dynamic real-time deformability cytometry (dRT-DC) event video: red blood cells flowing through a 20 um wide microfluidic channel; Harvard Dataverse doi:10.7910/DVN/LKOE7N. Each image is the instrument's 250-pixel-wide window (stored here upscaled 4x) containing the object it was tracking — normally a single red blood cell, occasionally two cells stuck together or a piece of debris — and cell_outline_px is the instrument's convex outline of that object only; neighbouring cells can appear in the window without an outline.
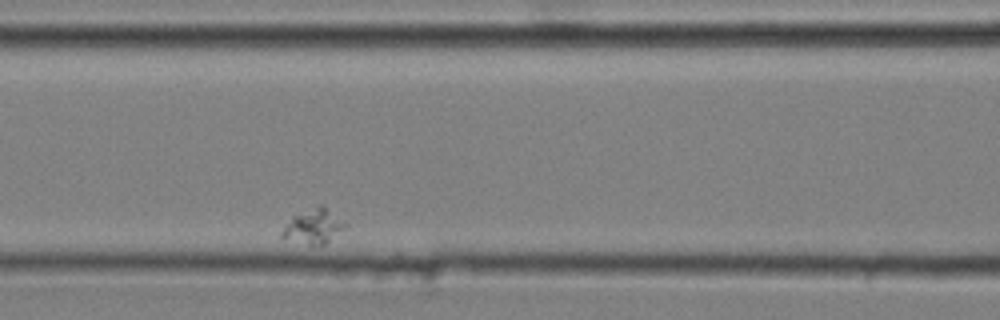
{"species": "common noctule bat (a hibernating species)", "species_latin": "Nyctalus noctula", "temperature_condition": "cold", "stored_images_in_passage": 3, "camera_frame_rate_fps": 3000, "um_per_image_px": 0.085, "animal": {"sex": "male", "body_mass_g": 20.4}, "frame": {"image": 1, "passage_image": 3, "time_ms": 0.667, "image_size_px": [1000, 320], "cell_outline_px": [[348, 224], [344, 228], [320, 248], [280, 236], [280, 232], [284, 224], [292, 216], [320, 204]], "centroid_in_image_um": [26.62, 19.26], "position_along_channel_um": 140.0, "area_um2": 12.66}}